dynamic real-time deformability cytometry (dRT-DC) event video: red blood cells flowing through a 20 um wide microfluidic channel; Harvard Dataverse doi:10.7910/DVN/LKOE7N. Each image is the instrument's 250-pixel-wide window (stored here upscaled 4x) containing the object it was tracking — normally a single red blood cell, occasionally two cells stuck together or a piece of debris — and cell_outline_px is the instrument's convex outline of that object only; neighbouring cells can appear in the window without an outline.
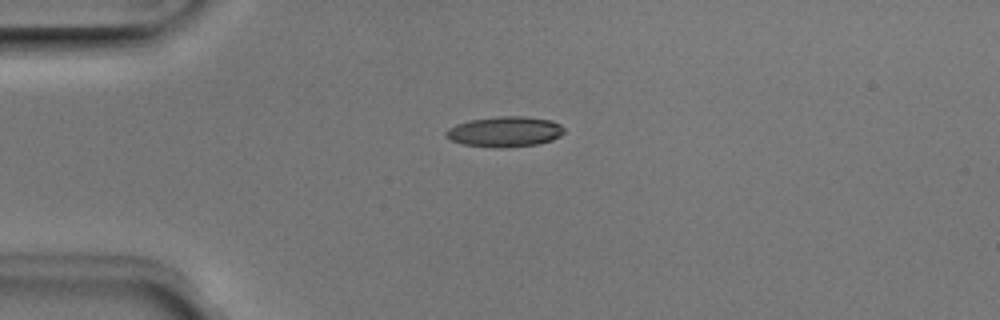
{"species": "Egyptian fruit bat (a non-hibernating species)", "species_latin": "Rousettus aegyptiacus", "temperature_condition": "room temperature", "stored_images_in_passage": 4, "camera_frame_rate_fps": 3000, "um_per_image_px": 0.085, "animal": {"sex": "male"}, "frame": {"image": 1, "passage_image": 1, "time_ms": 0.0, "image_size_px": [1000, 320], "cell_outline_px": [[564, 132], [560, 136], [552, 140], [536, 144], [504, 148], [492, 148], [464, 144], [452, 140], [444, 136], [444, 132], [448, 128], [456, 124], [468, 120], [496, 116], [524, 116], [552, 120], [560, 124], [564, 128]], "centroid_in_image_um": [42.89, 11.19], "position_along_channel_um": 42.1, "area_um2": 21.15}}
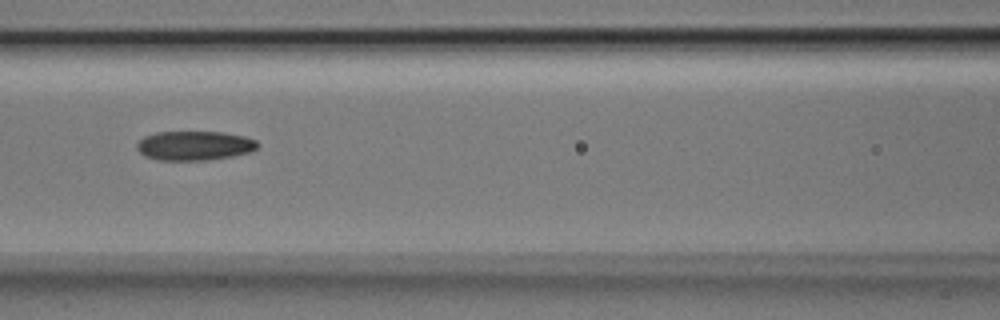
{"frame": {"image": 2, "passage_image": 4, "time_ms": 1.0, "image_size_px": [1000, 320], "cell_outline_px": [[260, 144], [252, 152], [232, 156], [204, 160], [156, 160], [144, 156], [136, 148], [136, 144], [144, 136], [156, 132], [224, 132], [244, 136], [256, 140]], "centroid_in_image_um": [16.53, 12.38], "position_along_channel_um": 150.1, "area_um2": 20.75}}